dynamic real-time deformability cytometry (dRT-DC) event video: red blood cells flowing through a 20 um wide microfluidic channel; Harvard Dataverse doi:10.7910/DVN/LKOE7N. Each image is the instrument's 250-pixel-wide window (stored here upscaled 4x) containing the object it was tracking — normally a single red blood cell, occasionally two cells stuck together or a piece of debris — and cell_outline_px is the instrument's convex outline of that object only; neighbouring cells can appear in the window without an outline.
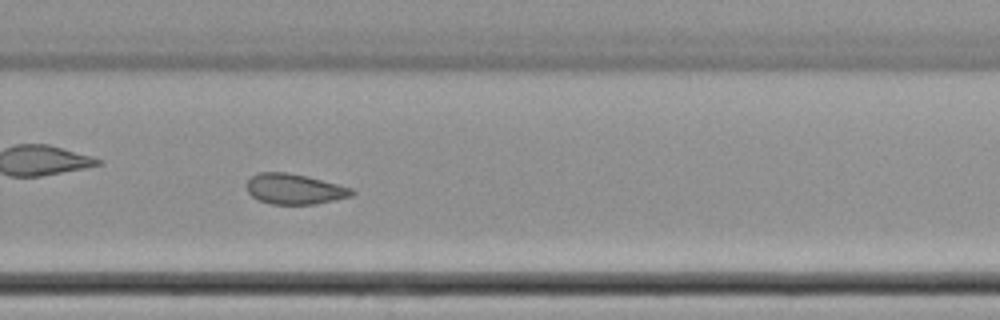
{"species": "common noctule bat (a hibernating species)", "species_latin": "Nyctalus noctula", "temperature_condition": "cold", "stored_images_in_passage": 66, "camera_frame_rate_fps": 3000, "um_per_image_px": 0.085, "animal": {"sex": "female", "body_mass_g": 22.7, "forearm_length_mm": 54.2}, "frame": {"image": 1, "passage_image": 47, "time_ms": 15.333, "image_size_px": [1000, 320], "cell_outline_px": [[356, 192], [352, 196], [316, 204], [272, 204], [256, 200], [248, 192], [244, 184], [252, 176], [260, 172], [288, 172], [308, 176], [352, 188]], "centroid_in_image_um": [25.01, 16.06], "position_along_channel_um": 304.8, "area_um2": 18.84}, "authors_computed_cell_mechanics": {"area_um2": 20.4323, "velocity_mm_per_s": 3.4229, "shape_relaxation_time_tau1_ms": null, "shape_relaxation_time_tau2_ms": 4.8134, "deformation_change_tau1": null, "deformation_change_tau2": 0.0836}}